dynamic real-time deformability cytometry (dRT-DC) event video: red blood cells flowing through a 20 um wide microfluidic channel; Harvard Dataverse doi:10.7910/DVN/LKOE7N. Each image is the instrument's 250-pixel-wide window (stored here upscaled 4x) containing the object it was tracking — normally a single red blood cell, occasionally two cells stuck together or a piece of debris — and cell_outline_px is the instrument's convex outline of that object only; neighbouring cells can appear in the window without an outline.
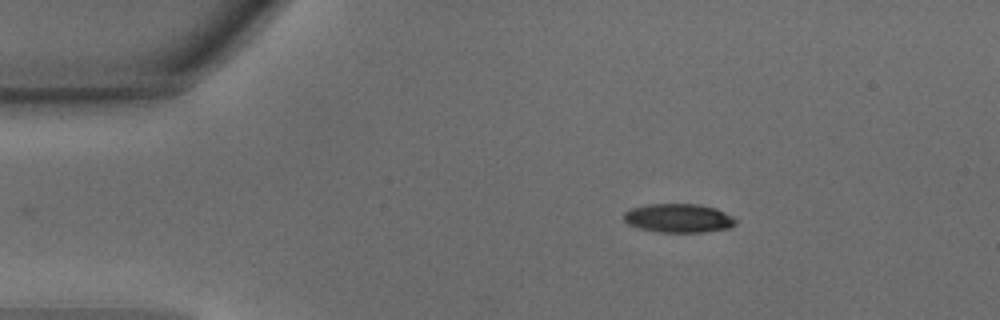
{"species": "common noctule bat (a hibernating species)", "species_latin": "Nyctalus noctula", "temperature_condition": "warm", "stored_images_in_passage": 39, "camera_frame_rate_fps": 3000, "um_per_image_px": 0.085, "animal": {"sex": "male", "body_mass_g": 15.6}, "frame": {"image": 1, "passage_image": 1, "time_ms": 0.0, "image_size_px": [1000, 320], "cell_outline_px": [[736, 224], [728, 228], [704, 232], [656, 232], [640, 228], [628, 224], [624, 220], [624, 212], [628, 208], [648, 204], [700, 204], [716, 208], [732, 216], [736, 220]], "centroid_in_image_um": [57.65, 18.53], "position_along_channel_um": 27.3, "area_um2": 18.9}}
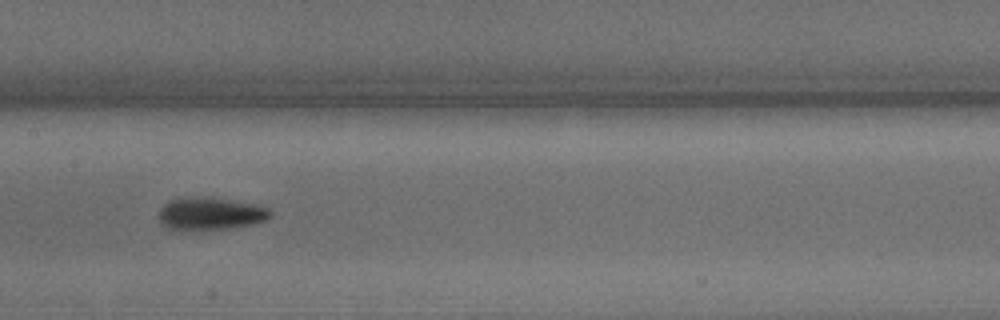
{"frame": {"image": 2, "passage_image": 16, "time_ms": 5.0, "image_size_px": [1000, 320], "cell_outline_px": [[272, 216], [264, 220], [252, 224], [228, 228], [180, 232], [168, 228], [160, 220], [160, 208], [164, 204], [172, 200], [200, 196], [204, 196], [256, 204], [268, 208], [272, 212]], "centroid_in_image_um": [17.88, 18.18], "position_along_channel_um": 189.5, "area_um2": 21.27}}
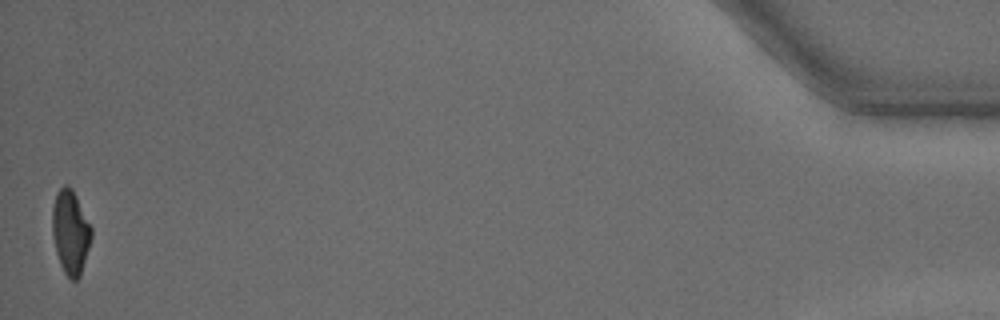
{"frame": {"image": 3, "passage_image": 39, "time_ms": 12.667, "image_size_px": [1000, 320], "cell_outline_px": [[92, 236], [80, 276], [76, 280], [72, 280], [64, 272], [60, 264], [56, 252], [52, 236], [52, 208], [56, 196], [60, 188], [64, 184], [68, 184], [72, 188], [92, 228]], "centroid_in_image_um": [5.98, 19.72], "position_along_channel_um": 429.2, "area_um2": 19.02}, "authors_computed_cell_mechanics": {"area_um2": 20.1722, "velocity_mm_per_s": 4.3765, "shape_relaxation_time_tau1_ms": 2.4481, "shape_relaxation_time_tau2_ms": 2.5956, "deformation_change_tau1": 0.1625, "deformation_change_tau2": 0.1013}}